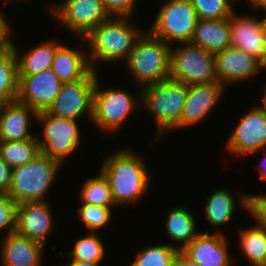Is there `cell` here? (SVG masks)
Here are the masks:
<instances>
[{"label":"cell","mask_w":266,"mask_h":266,"mask_svg":"<svg viewBox=\"0 0 266 266\" xmlns=\"http://www.w3.org/2000/svg\"><path fill=\"white\" fill-rule=\"evenodd\" d=\"M62 266H101V263H91L79 260H67L64 265L62 264Z\"/></svg>","instance_id":"obj_41"},{"label":"cell","mask_w":266,"mask_h":266,"mask_svg":"<svg viewBox=\"0 0 266 266\" xmlns=\"http://www.w3.org/2000/svg\"><path fill=\"white\" fill-rule=\"evenodd\" d=\"M115 151L102 158L99 170L108 179L115 204L133 206L148 193L153 177L143 155L130 147Z\"/></svg>","instance_id":"obj_1"},{"label":"cell","mask_w":266,"mask_h":266,"mask_svg":"<svg viewBox=\"0 0 266 266\" xmlns=\"http://www.w3.org/2000/svg\"><path fill=\"white\" fill-rule=\"evenodd\" d=\"M51 208L50 201L24 202L18 204L15 232L38 241L43 245H48L46 239L50 237L55 227L54 214H52Z\"/></svg>","instance_id":"obj_16"},{"label":"cell","mask_w":266,"mask_h":266,"mask_svg":"<svg viewBox=\"0 0 266 266\" xmlns=\"http://www.w3.org/2000/svg\"><path fill=\"white\" fill-rule=\"evenodd\" d=\"M171 45L144 30L125 60L135 85L143 88L169 79Z\"/></svg>","instance_id":"obj_3"},{"label":"cell","mask_w":266,"mask_h":266,"mask_svg":"<svg viewBox=\"0 0 266 266\" xmlns=\"http://www.w3.org/2000/svg\"><path fill=\"white\" fill-rule=\"evenodd\" d=\"M250 207H266V193L264 194H250L248 193Z\"/></svg>","instance_id":"obj_40"},{"label":"cell","mask_w":266,"mask_h":266,"mask_svg":"<svg viewBox=\"0 0 266 266\" xmlns=\"http://www.w3.org/2000/svg\"><path fill=\"white\" fill-rule=\"evenodd\" d=\"M254 9H266V0H261Z\"/></svg>","instance_id":"obj_46"},{"label":"cell","mask_w":266,"mask_h":266,"mask_svg":"<svg viewBox=\"0 0 266 266\" xmlns=\"http://www.w3.org/2000/svg\"><path fill=\"white\" fill-rule=\"evenodd\" d=\"M198 19H225L235 11V0H191Z\"/></svg>","instance_id":"obj_33"},{"label":"cell","mask_w":266,"mask_h":266,"mask_svg":"<svg viewBox=\"0 0 266 266\" xmlns=\"http://www.w3.org/2000/svg\"><path fill=\"white\" fill-rule=\"evenodd\" d=\"M96 177L86 178L81 186L79 203L113 208L118 207L112 197L110 184L105 175L98 170Z\"/></svg>","instance_id":"obj_29"},{"label":"cell","mask_w":266,"mask_h":266,"mask_svg":"<svg viewBox=\"0 0 266 266\" xmlns=\"http://www.w3.org/2000/svg\"><path fill=\"white\" fill-rule=\"evenodd\" d=\"M187 95V85L171 79L141 88V106L156 124L155 142L179 122Z\"/></svg>","instance_id":"obj_4"},{"label":"cell","mask_w":266,"mask_h":266,"mask_svg":"<svg viewBox=\"0 0 266 266\" xmlns=\"http://www.w3.org/2000/svg\"><path fill=\"white\" fill-rule=\"evenodd\" d=\"M159 7L148 31L171 46L190 42L198 22L191 0H165Z\"/></svg>","instance_id":"obj_9"},{"label":"cell","mask_w":266,"mask_h":266,"mask_svg":"<svg viewBox=\"0 0 266 266\" xmlns=\"http://www.w3.org/2000/svg\"><path fill=\"white\" fill-rule=\"evenodd\" d=\"M63 84L51 68L35 74H19L17 99L36 113L44 112L51 107Z\"/></svg>","instance_id":"obj_14"},{"label":"cell","mask_w":266,"mask_h":266,"mask_svg":"<svg viewBox=\"0 0 266 266\" xmlns=\"http://www.w3.org/2000/svg\"><path fill=\"white\" fill-rule=\"evenodd\" d=\"M229 135L225 149L237 158L265 150L266 115L254 105L242 115Z\"/></svg>","instance_id":"obj_12"},{"label":"cell","mask_w":266,"mask_h":266,"mask_svg":"<svg viewBox=\"0 0 266 266\" xmlns=\"http://www.w3.org/2000/svg\"><path fill=\"white\" fill-rule=\"evenodd\" d=\"M221 83L187 85V95L178 124L170 131L193 127L209 118L226 92Z\"/></svg>","instance_id":"obj_13"},{"label":"cell","mask_w":266,"mask_h":266,"mask_svg":"<svg viewBox=\"0 0 266 266\" xmlns=\"http://www.w3.org/2000/svg\"><path fill=\"white\" fill-rule=\"evenodd\" d=\"M263 68L266 69L258 59L232 46L215 54L217 81L225 87L248 82L250 79L252 81L263 72Z\"/></svg>","instance_id":"obj_15"},{"label":"cell","mask_w":266,"mask_h":266,"mask_svg":"<svg viewBox=\"0 0 266 266\" xmlns=\"http://www.w3.org/2000/svg\"><path fill=\"white\" fill-rule=\"evenodd\" d=\"M59 161L40 153L34 160L12 169L11 187L7 192L17 204L49 201L46 199L59 175Z\"/></svg>","instance_id":"obj_6"},{"label":"cell","mask_w":266,"mask_h":266,"mask_svg":"<svg viewBox=\"0 0 266 266\" xmlns=\"http://www.w3.org/2000/svg\"><path fill=\"white\" fill-rule=\"evenodd\" d=\"M209 196V197H208ZM206 197L205 202V220L210 227L222 229V226H227L228 222L231 223L232 218L236 212L237 204L242 206L248 214H250V201L248 194L244 193L239 196V202L232 193V190L227 187H219L213 190L210 195ZM238 202V203H237Z\"/></svg>","instance_id":"obj_21"},{"label":"cell","mask_w":266,"mask_h":266,"mask_svg":"<svg viewBox=\"0 0 266 266\" xmlns=\"http://www.w3.org/2000/svg\"><path fill=\"white\" fill-rule=\"evenodd\" d=\"M3 9L0 11V52L8 48L13 41V38L11 37L10 34L13 32L11 30L12 26L9 24L7 21V17L4 14ZM11 27V28H10Z\"/></svg>","instance_id":"obj_36"},{"label":"cell","mask_w":266,"mask_h":266,"mask_svg":"<svg viewBox=\"0 0 266 266\" xmlns=\"http://www.w3.org/2000/svg\"><path fill=\"white\" fill-rule=\"evenodd\" d=\"M100 73L97 72V80L93 92V106L91 122L100 133L111 135L119 132L123 128L124 122L127 124L129 116L134 111L141 110V88L138 94L123 88L110 87L105 89L101 86ZM102 87V88H101ZM137 109V110H136Z\"/></svg>","instance_id":"obj_5"},{"label":"cell","mask_w":266,"mask_h":266,"mask_svg":"<svg viewBox=\"0 0 266 266\" xmlns=\"http://www.w3.org/2000/svg\"><path fill=\"white\" fill-rule=\"evenodd\" d=\"M190 43L213 54L230 47L229 18L198 19Z\"/></svg>","instance_id":"obj_23"},{"label":"cell","mask_w":266,"mask_h":266,"mask_svg":"<svg viewBox=\"0 0 266 266\" xmlns=\"http://www.w3.org/2000/svg\"><path fill=\"white\" fill-rule=\"evenodd\" d=\"M251 9H253L256 12H259L258 10H260V12L262 11L265 13V14L263 13L264 17L262 16V18L260 17V19H261L262 27L264 30V35L266 37V9H254V8H251Z\"/></svg>","instance_id":"obj_44"},{"label":"cell","mask_w":266,"mask_h":266,"mask_svg":"<svg viewBox=\"0 0 266 266\" xmlns=\"http://www.w3.org/2000/svg\"><path fill=\"white\" fill-rule=\"evenodd\" d=\"M9 1H11V2H14V3H19V4H21V1L23 2L24 1V3L26 2V1H28V0H2V2H4V4H6L7 5V3H10ZM30 1V0H29Z\"/></svg>","instance_id":"obj_47"},{"label":"cell","mask_w":266,"mask_h":266,"mask_svg":"<svg viewBox=\"0 0 266 266\" xmlns=\"http://www.w3.org/2000/svg\"><path fill=\"white\" fill-rule=\"evenodd\" d=\"M177 248L169 243L155 244L143 248L129 266H173Z\"/></svg>","instance_id":"obj_31"},{"label":"cell","mask_w":266,"mask_h":266,"mask_svg":"<svg viewBox=\"0 0 266 266\" xmlns=\"http://www.w3.org/2000/svg\"><path fill=\"white\" fill-rule=\"evenodd\" d=\"M1 266H43L45 245L16 232L3 236Z\"/></svg>","instance_id":"obj_20"},{"label":"cell","mask_w":266,"mask_h":266,"mask_svg":"<svg viewBox=\"0 0 266 266\" xmlns=\"http://www.w3.org/2000/svg\"><path fill=\"white\" fill-rule=\"evenodd\" d=\"M73 249L66 254L61 251L58 252L59 256H63L68 260L87 261L91 263H102L106 255L105 245L98 233L88 232L86 236L79 237L75 240Z\"/></svg>","instance_id":"obj_30"},{"label":"cell","mask_w":266,"mask_h":266,"mask_svg":"<svg viewBox=\"0 0 266 266\" xmlns=\"http://www.w3.org/2000/svg\"><path fill=\"white\" fill-rule=\"evenodd\" d=\"M166 214V237L171 240V246L181 251L201 232L197 228V219L185 206L171 207Z\"/></svg>","instance_id":"obj_24"},{"label":"cell","mask_w":266,"mask_h":266,"mask_svg":"<svg viewBox=\"0 0 266 266\" xmlns=\"http://www.w3.org/2000/svg\"><path fill=\"white\" fill-rule=\"evenodd\" d=\"M173 266H200L198 263L191 261L181 251H179L173 261Z\"/></svg>","instance_id":"obj_39"},{"label":"cell","mask_w":266,"mask_h":266,"mask_svg":"<svg viewBox=\"0 0 266 266\" xmlns=\"http://www.w3.org/2000/svg\"><path fill=\"white\" fill-rule=\"evenodd\" d=\"M201 232L181 252L200 266H232L228 238L218 229Z\"/></svg>","instance_id":"obj_18"},{"label":"cell","mask_w":266,"mask_h":266,"mask_svg":"<svg viewBox=\"0 0 266 266\" xmlns=\"http://www.w3.org/2000/svg\"><path fill=\"white\" fill-rule=\"evenodd\" d=\"M12 168L0 156V192H8L11 187Z\"/></svg>","instance_id":"obj_37"},{"label":"cell","mask_w":266,"mask_h":266,"mask_svg":"<svg viewBox=\"0 0 266 266\" xmlns=\"http://www.w3.org/2000/svg\"><path fill=\"white\" fill-rule=\"evenodd\" d=\"M263 89V99L261 104H257L256 106L266 115V82L264 84V88Z\"/></svg>","instance_id":"obj_43"},{"label":"cell","mask_w":266,"mask_h":266,"mask_svg":"<svg viewBox=\"0 0 266 266\" xmlns=\"http://www.w3.org/2000/svg\"><path fill=\"white\" fill-rule=\"evenodd\" d=\"M231 46L244 50L266 67V37L261 19L254 15H237L236 10L229 17Z\"/></svg>","instance_id":"obj_17"},{"label":"cell","mask_w":266,"mask_h":266,"mask_svg":"<svg viewBox=\"0 0 266 266\" xmlns=\"http://www.w3.org/2000/svg\"><path fill=\"white\" fill-rule=\"evenodd\" d=\"M261 152H263L264 154V158H262L261 162H260V166L258 168L260 176L259 178L263 181H266V149L262 150Z\"/></svg>","instance_id":"obj_42"},{"label":"cell","mask_w":266,"mask_h":266,"mask_svg":"<svg viewBox=\"0 0 266 266\" xmlns=\"http://www.w3.org/2000/svg\"><path fill=\"white\" fill-rule=\"evenodd\" d=\"M47 7L50 16L78 39L110 17L102 0H64Z\"/></svg>","instance_id":"obj_10"},{"label":"cell","mask_w":266,"mask_h":266,"mask_svg":"<svg viewBox=\"0 0 266 266\" xmlns=\"http://www.w3.org/2000/svg\"><path fill=\"white\" fill-rule=\"evenodd\" d=\"M17 205L7 192H0V234L5 231L6 236L15 232Z\"/></svg>","instance_id":"obj_34"},{"label":"cell","mask_w":266,"mask_h":266,"mask_svg":"<svg viewBox=\"0 0 266 266\" xmlns=\"http://www.w3.org/2000/svg\"><path fill=\"white\" fill-rule=\"evenodd\" d=\"M240 0H235V2ZM261 0H246L250 8H254Z\"/></svg>","instance_id":"obj_45"},{"label":"cell","mask_w":266,"mask_h":266,"mask_svg":"<svg viewBox=\"0 0 266 266\" xmlns=\"http://www.w3.org/2000/svg\"><path fill=\"white\" fill-rule=\"evenodd\" d=\"M112 212L110 207L81 203L80 207L78 206L77 215L86 231L97 233L98 230L105 228L110 223Z\"/></svg>","instance_id":"obj_32"},{"label":"cell","mask_w":266,"mask_h":266,"mask_svg":"<svg viewBox=\"0 0 266 266\" xmlns=\"http://www.w3.org/2000/svg\"><path fill=\"white\" fill-rule=\"evenodd\" d=\"M19 90L18 61L14 45L0 52V104L17 99Z\"/></svg>","instance_id":"obj_27"},{"label":"cell","mask_w":266,"mask_h":266,"mask_svg":"<svg viewBox=\"0 0 266 266\" xmlns=\"http://www.w3.org/2000/svg\"><path fill=\"white\" fill-rule=\"evenodd\" d=\"M12 44L16 51L19 74H35L52 67L56 50L63 42L59 43L57 39H49L31 47L27 52L24 50L22 52L14 40Z\"/></svg>","instance_id":"obj_25"},{"label":"cell","mask_w":266,"mask_h":266,"mask_svg":"<svg viewBox=\"0 0 266 266\" xmlns=\"http://www.w3.org/2000/svg\"><path fill=\"white\" fill-rule=\"evenodd\" d=\"M75 47L62 44L56 50L51 69L63 83L82 80L93 70L89 63L87 48Z\"/></svg>","instance_id":"obj_22"},{"label":"cell","mask_w":266,"mask_h":266,"mask_svg":"<svg viewBox=\"0 0 266 266\" xmlns=\"http://www.w3.org/2000/svg\"><path fill=\"white\" fill-rule=\"evenodd\" d=\"M131 20L132 17L110 16L80 38L87 43L88 59L94 71H99L98 64L124 62L129 57L136 40L144 32Z\"/></svg>","instance_id":"obj_2"},{"label":"cell","mask_w":266,"mask_h":266,"mask_svg":"<svg viewBox=\"0 0 266 266\" xmlns=\"http://www.w3.org/2000/svg\"><path fill=\"white\" fill-rule=\"evenodd\" d=\"M102 3L109 16L133 18L138 0H102Z\"/></svg>","instance_id":"obj_35"},{"label":"cell","mask_w":266,"mask_h":266,"mask_svg":"<svg viewBox=\"0 0 266 266\" xmlns=\"http://www.w3.org/2000/svg\"><path fill=\"white\" fill-rule=\"evenodd\" d=\"M40 153L37 137L22 141H0V156L12 169L34 160Z\"/></svg>","instance_id":"obj_28"},{"label":"cell","mask_w":266,"mask_h":266,"mask_svg":"<svg viewBox=\"0 0 266 266\" xmlns=\"http://www.w3.org/2000/svg\"><path fill=\"white\" fill-rule=\"evenodd\" d=\"M250 214L266 229V207H250Z\"/></svg>","instance_id":"obj_38"},{"label":"cell","mask_w":266,"mask_h":266,"mask_svg":"<svg viewBox=\"0 0 266 266\" xmlns=\"http://www.w3.org/2000/svg\"><path fill=\"white\" fill-rule=\"evenodd\" d=\"M36 117L37 113L18 99L0 104V141L35 138L36 133H31V126Z\"/></svg>","instance_id":"obj_19"},{"label":"cell","mask_w":266,"mask_h":266,"mask_svg":"<svg viewBox=\"0 0 266 266\" xmlns=\"http://www.w3.org/2000/svg\"><path fill=\"white\" fill-rule=\"evenodd\" d=\"M174 45L170 49L169 79L186 85L217 82L215 54L190 42Z\"/></svg>","instance_id":"obj_8"},{"label":"cell","mask_w":266,"mask_h":266,"mask_svg":"<svg viewBox=\"0 0 266 266\" xmlns=\"http://www.w3.org/2000/svg\"><path fill=\"white\" fill-rule=\"evenodd\" d=\"M36 121L43 127L36 133L41 153L65 164L82 141L79 121L51 115L47 111L37 113Z\"/></svg>","instance_id":"obj_7"},{"label":"cell","mask_w":266,"mask_h":266,"mask_svg":"<svg viewBox=\"0 0 266 266\" xmlns=\"http://www.w3.org/2000/svg\"><path fill=\"white\" fill-rule=\"evenodd\" d=\"M254 224L238 230V249L251 266H266V229L254 218ZM240 246V247H239Z\"/></svg>","instance_id":"obj_26"},{"label":"cell","mask_w":266,"mask_h":266,"mask_svg":"<svg viewBox=\"0 0 266 266\" xmlns=\"http://www.w3.org/2000/svg\"><path fill=\"white\" fill-rule=\"evenodd\" d=\"M96 80L97 71L92 70L82 80L64 83L47 112L58 117L79 121L85 115L91 122Z\"/></svg>","instance_id":"obj_11"}]
</instances>
